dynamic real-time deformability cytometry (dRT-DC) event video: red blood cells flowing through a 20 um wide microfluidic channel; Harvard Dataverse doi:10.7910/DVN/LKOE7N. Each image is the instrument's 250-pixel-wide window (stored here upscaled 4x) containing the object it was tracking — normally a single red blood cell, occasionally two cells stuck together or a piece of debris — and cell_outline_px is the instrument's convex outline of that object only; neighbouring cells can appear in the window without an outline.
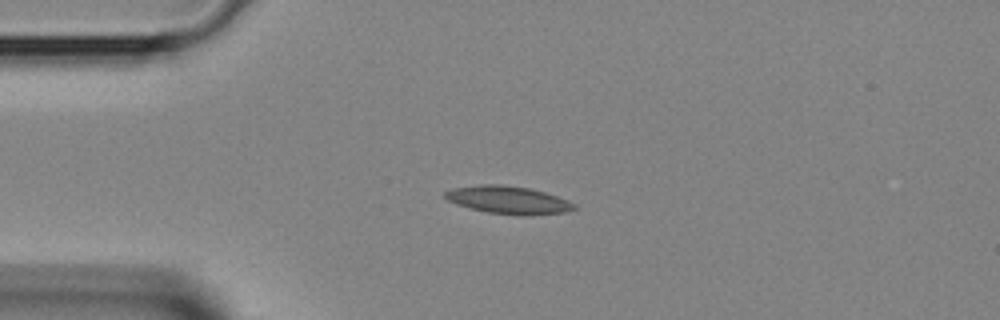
{"species": "Egyptian fruit bat (a non-hibernating species)", "species_latin": "Rousettus aegyptiacus", "temperature_condition": "room temperature", "stored_images_in_passage": 1, "camera_frame_rate_fps": 3000, "um_per_image_px": 0.085, "animal": {"sex": "female"}, "frame": {"image": 1, "passage_image": 1, "time_ms": 0.0, "image_size_px": [1000, 320], "cell_outline_px": [[580, 208], [564, 212], [488, 212], [456, 204], [448, 200], [444, 196], [444, 192], [452, 188], [480, 184], [500, 184], [528, 188], [544, 192], [568, 200], [576, 204]], "centroid_in_image_um": [43.15, 16.93], "position_along_channel_um": 41.9, "area_um2": 19.77}}